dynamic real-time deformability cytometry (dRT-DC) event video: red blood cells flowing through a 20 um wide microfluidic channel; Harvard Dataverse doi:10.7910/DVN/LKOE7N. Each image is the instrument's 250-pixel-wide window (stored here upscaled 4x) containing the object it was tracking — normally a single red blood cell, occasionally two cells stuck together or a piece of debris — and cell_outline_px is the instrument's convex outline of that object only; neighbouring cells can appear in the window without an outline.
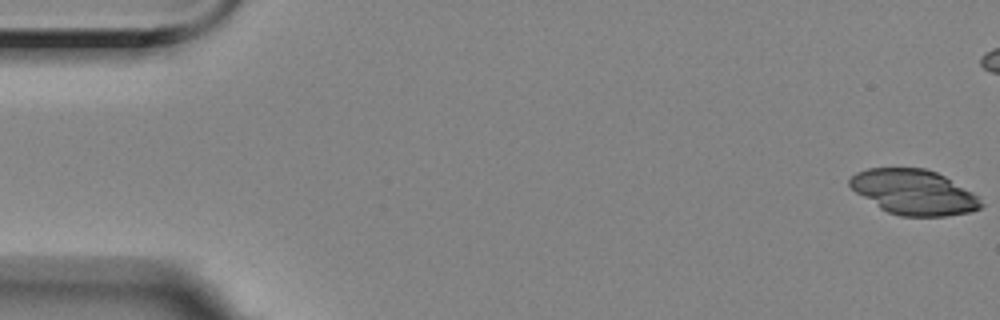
{"species": "Egyptian fruit bat (a non-hibernating species)", "species_latin": "Rousettus aegyptiacus", "temperature_condition": "room temperature", "stored_images_in_passage": 28, "camera_frame_rate_fps": 3000, "um_per_image_px": 0.085, "animal": {"sex": "female"}, "frame": {"image": 1, "passage_image": 1, "time_ms": 0.0, "image_size_px": [1000, 320], "cell_outline_px": [[984, 204], [980, 208], [972, 212], [944, 216], [900, 216], [888, 212], [880, 208], [856, 192], [848, 184], [848, 180], [856, 172], [868, 168], [924, 168], [936, 172], [944, 176], [980, 196]], "centroid_in_image_um": [77.7, 16.33], "position_along_channel_um": 7.3, "area_um2": 34.45}}